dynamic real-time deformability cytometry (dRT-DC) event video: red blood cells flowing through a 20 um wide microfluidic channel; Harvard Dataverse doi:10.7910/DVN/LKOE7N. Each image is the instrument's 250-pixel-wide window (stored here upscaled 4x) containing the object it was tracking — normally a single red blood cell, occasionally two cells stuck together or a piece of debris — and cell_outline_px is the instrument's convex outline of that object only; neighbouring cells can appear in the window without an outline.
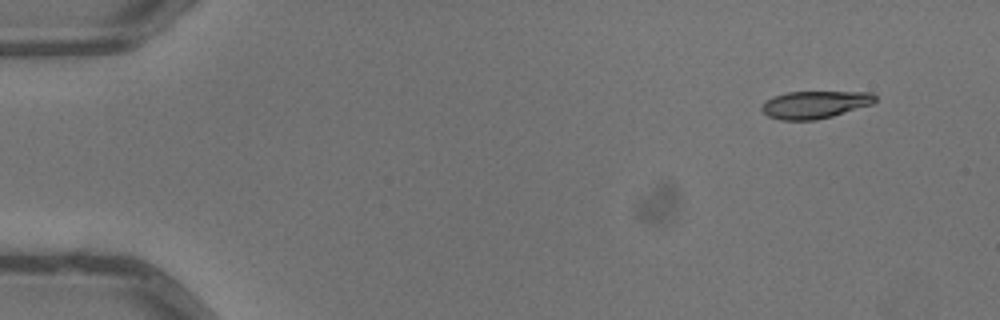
{"species": "common noctule bat (a hibernating species)", "species_latin": "Nyctalus noctula", "temperature_condition": "warm", "stored_images_in_passage": 5, "camera_frame_rate_fps": 3000, "um_per_image_px": 0.085, "animal": {"sex": "male", "body_mass_g": 13.3}, "frame": {"image": 1, "passage_image": 1, "time_ms": 0.0, "image_size_px": [1000, 320], "cell_outline_px": [[876, 100], [872, 104], [832, 116], [816, 120], [780, 120], [768, 116], [760, 108], [772, 96], [788, 92], [872, 92], [876, 96]], "centroid_in_image_um": [69.27, 8.89], "position_along_channel_um": 15.7, "area_um2": 18.03}}
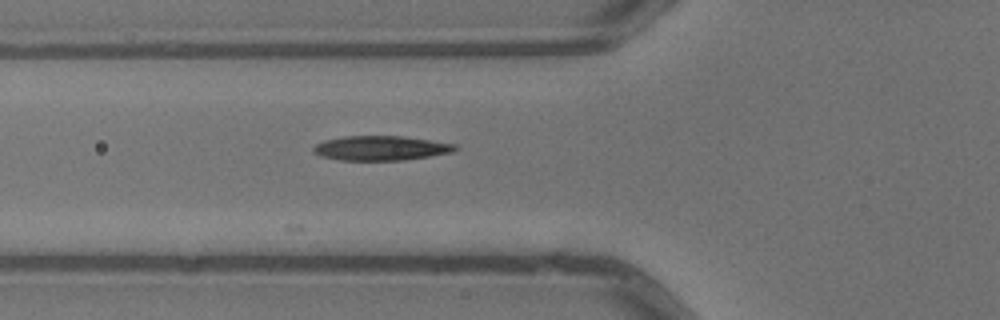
{"frame": {"image": 2, "passage_image": 5, "time_ms": 1.333, "image_size_px": [1000, 320], "cell_outline_px": [[460, 148], [452, 152], [404, 160], [340, 160], [320, 156], [312, 152], [312, 148], [316, 144], [324, 140], [344, 136], [404, 136], [456, 144]], "centroid_in_image_um": [32.36, 12.58], "position_along_channel_um": 93.4, "area_um2": 20.35}}